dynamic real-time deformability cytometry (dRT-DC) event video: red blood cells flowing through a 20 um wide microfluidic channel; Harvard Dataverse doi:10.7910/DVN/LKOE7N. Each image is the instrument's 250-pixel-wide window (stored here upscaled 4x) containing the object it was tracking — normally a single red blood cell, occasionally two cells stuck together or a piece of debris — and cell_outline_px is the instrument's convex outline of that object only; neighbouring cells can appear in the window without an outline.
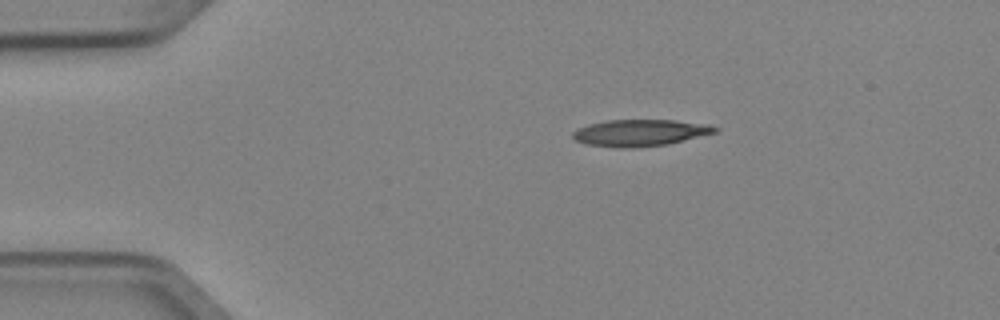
{"species": "Egyptian fruit bat (a non-hibernating species)", "species_latin": "Rousettus aegyptiacus", "temperature_condition": "cold", "stored_images_in_passage": 6, "camera_frame_rate_fps": 3000, "um_per_image_px": 0.085, "animal": {"sex": "female"}, "frame": {"image": 1, "passage_image": 6, "time_ms": 1.667, "image_size_px": [1000, 320], "cell_outline_px": [[720, 128], [716, 132], [668, 144], [624, 148], [588, 144], [576, 140], [572, 136], [572, 132], [576, 128], [588, 124], [608, 120], [676, 120], [708, 124]], "centroid_in_image_um": [54.41, 11.27], "position_along_channel_um": 30.6, "area_um2": 21.91}}